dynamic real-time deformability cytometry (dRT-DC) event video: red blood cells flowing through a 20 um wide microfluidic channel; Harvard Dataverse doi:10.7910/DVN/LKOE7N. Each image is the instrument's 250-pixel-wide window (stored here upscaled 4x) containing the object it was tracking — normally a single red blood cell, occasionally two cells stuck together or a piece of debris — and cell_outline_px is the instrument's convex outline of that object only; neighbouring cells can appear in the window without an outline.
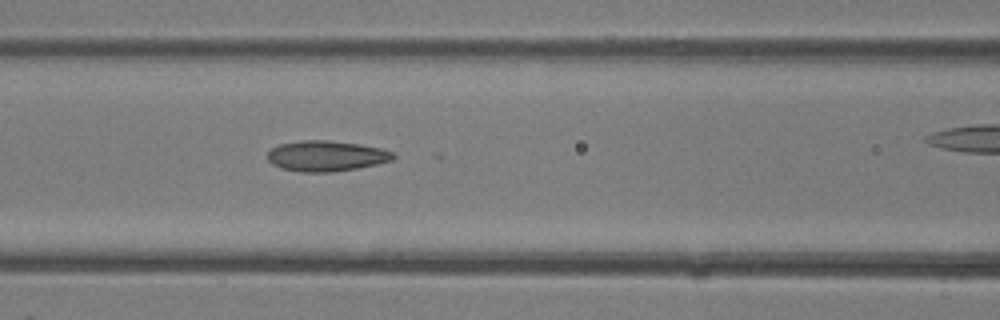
{"species": "common noctule bat (a hibernating species)", "species_latin": "Nyctalus noctula", "temperature_condition": "room temperature", "stored_images_in_passage": 26, "camera_frame_rate_fps": 3000, "um_per_image_px": 0.085, "animal": {"sex": "female"}, "frame": {"image": 1, "passage_image": 12, "time_ms": 3.667, "image_size_px": [1000, 320], "cell_outline_px": [[396, 156], [392, 160], [376, 164], [356, 168], [332, 172], [300, 172], [280, 168], [272, 164], [268, 160], [268, 152], [272, 148], [280, 144], [300, 140], [328, 140], [360, 144], [380, 148], [396, 152]], "centroid_in_image_um": [27.74, 13.25], "position_along_channel_um": 138.9, "area_um2": 22.48}}
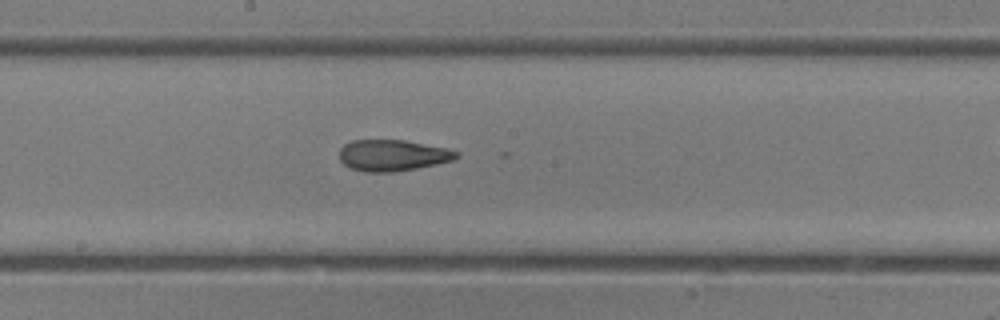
{"frame": {"image": 2, "passage_image": 16, "time_ms": 5.0, "image_size_px": [1000, 320], "cell_outline_px": [[460, 156], [452, 160], [436, 164], [416, 168], [392, 172], [364, 172], [348, 168], [340, 160], [340, 148], [344, 144], [352, 140], [404, 140], [448, 148], [460, 152]], "centroid_in_image_um": [33.37, 13.2], "position_along_channel_um": 214.8, "area_um2": 21.44}}
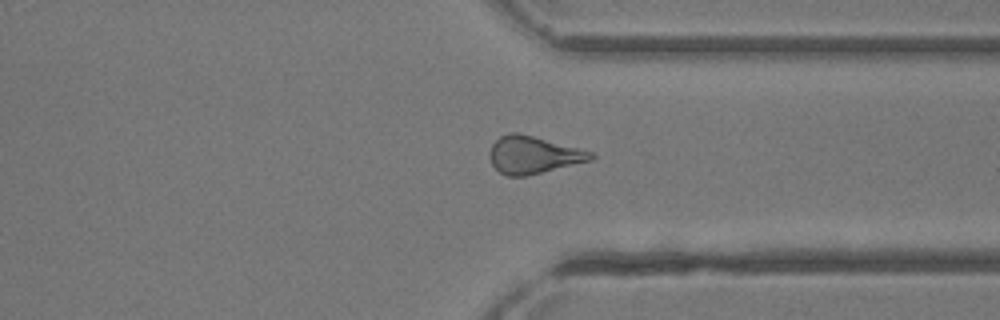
{"frame": {"image": 3, "passage_image": 24, "time_ms": 7.667, "image_size_px": [1000, 320], "cell_outline_px": [[596, 156], [592, 160], [524, 176], [508, 176], [500, 172], [492, 164], [492, 144], [500, 136], [508, 132], [516, 132], [532, 136], [592, 152]], "centroid_in_image_um": [45.34, 13.16], "position_along_channel_um": 366.1, "area_um2": 21.39}}